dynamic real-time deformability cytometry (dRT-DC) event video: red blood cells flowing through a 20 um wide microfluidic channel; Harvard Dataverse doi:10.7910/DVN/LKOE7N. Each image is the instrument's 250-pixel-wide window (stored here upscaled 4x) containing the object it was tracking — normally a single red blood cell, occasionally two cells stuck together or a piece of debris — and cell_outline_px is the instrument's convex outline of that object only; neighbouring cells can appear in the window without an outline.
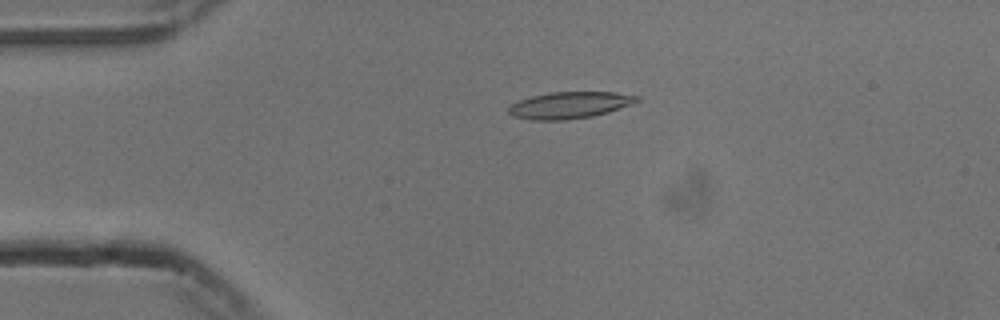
{"species": "common noctule bat (a hibernating species)", "species_latin": "Nyctalus noctula", "temperature_condition": "cold", "stored_images_in_passage": 33, "camera_frame_rate_fps": 3000, "um_per_image_px": 0.085, "animal": {"sex": "male", "body_mass_g": 13.3}, "frame": {"image": 1, "passage_image": 1, "time_ms": 0.0, "image_size_px": [1000, 320], "cell_outline_px": [[640, 100], [632, 104], [608, 112], [592, 116], [568, 120], [532, 120], [512, 116], [508, 112], [508, 108], [512, 104], [520, 100], [532, 96], [548, 92], [616, 92], [640, 96]], "centroid_in_image_um": [48.43, 8.93], "position_along_channel_um": 36.6, "area_um2": 20.0}}
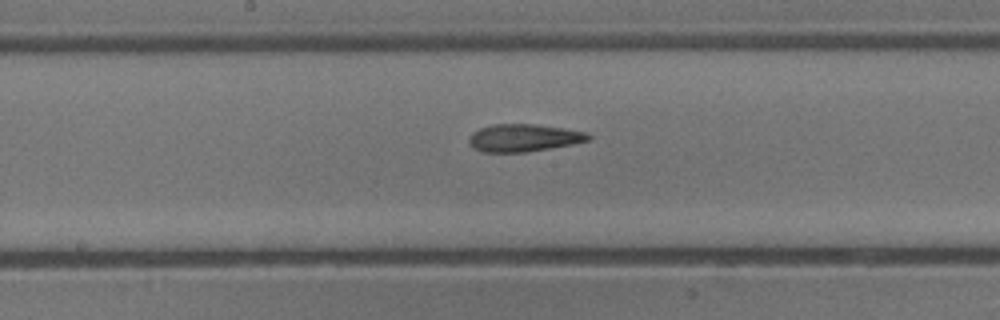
{"frame": {"image": 2, "passage_image": 17, "time_ms": 5.333, "image_size_px": [1000, 320], "cell_outline_px": [[592, 136], [588, 140], [572, 144], [524, 152], [480, 152], [472, 148], [468, 144], [468, 136], [472, 132], [480, 128], [492, 124], [532, 124], [588, 132]], "centroid_in_image_um": [44.43, 11.72], "position_along_channel_um": 203.8, "area_um2": 19.13}}
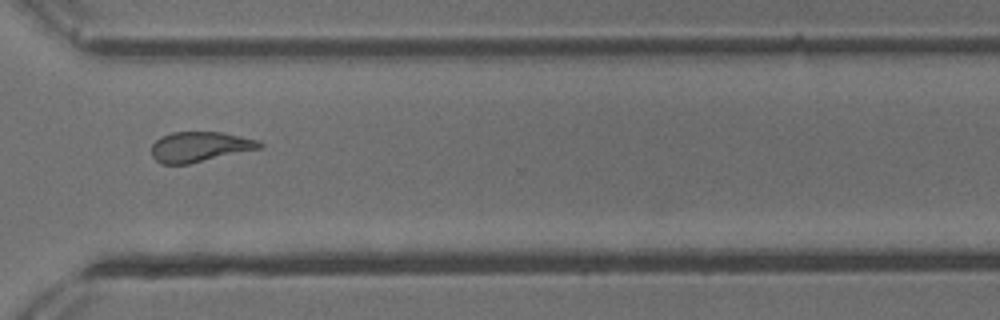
{"frame": {"image": 3, "passage_image": 29, "time_ms": 9.333, "image_size_px": [1000, 320], "cell_outline_px": [[264, 148], [188, 164], [160, 164], [152, 156], [152, 144], [160, 136], [172, 132], [224, 132], [256, 140], [264, 144]], "centroid_in_image_um": [16.99, 12.48], "position_along_channel_um": 353.6, "area_um2": 19.13}, "authors_computed_cell_mechanics": {"area_um2": 19.1318, "velocity_mm_per_s": 3.7707, "shape_relaxation_time_tau1_ms": 7.791, "shape_relaxation_time_tau2_ms": 5.4433, "deformation_change_tau1": 0.2333, "deformation_change_tau2": 0.1182}}